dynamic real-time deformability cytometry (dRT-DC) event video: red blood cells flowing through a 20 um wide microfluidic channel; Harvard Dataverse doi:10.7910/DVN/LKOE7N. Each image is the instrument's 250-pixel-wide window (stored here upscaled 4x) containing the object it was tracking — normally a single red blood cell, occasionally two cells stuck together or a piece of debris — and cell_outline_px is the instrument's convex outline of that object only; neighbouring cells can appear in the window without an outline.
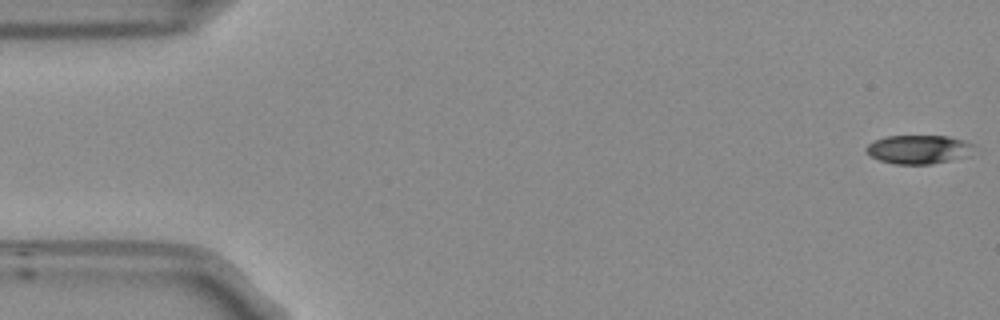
{"species": "Egyptian fruit bat (a non-hibernating species)", "species_latin": "Rousettus aegyptiacus", "temperature_condition": "room temperature", "stored_images_in_passage": 54, "camera_frame_rate_fps": 3000, "um_per_image_px": 0.085, "frame": {"image": 1, "passage_image": 1, "time_ms": 0.0, "image_size_px": [1000, 320], "cell_outline_px": [[976, 144], [948, 160], [932, 164], [896, 164], [880, 160], [872, 156], [864, 148], [872, 140], [888, 136], [948, 136], [964, 140]], "centroid_in_image_um": [77.92, 12.67], "position_along_channel_um": 7.1, "area_um2": 17.28}}
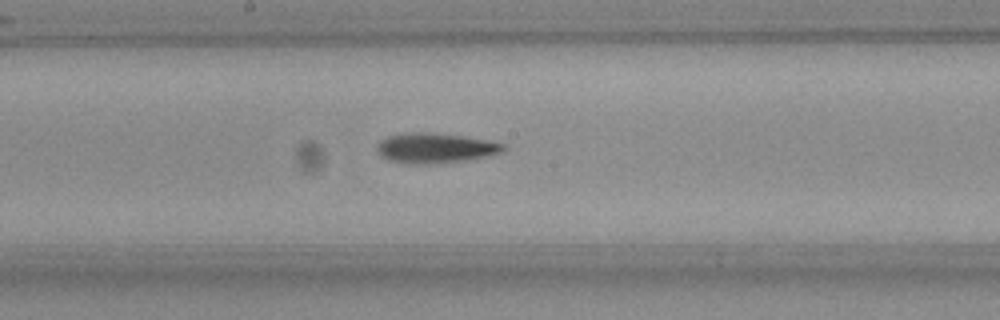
{"frame": {"image": 2, "passage_image": 28, "time_ms": 9.0, "image_size_px": [1000, 320], "cell_outline_px": [[508, 148], [500, 152], [484, 156], [464, 160], [428, 164], [408, 164], [388, 160], [380, 156], [376, 148], [380, 140], [388, 136], [404, 132], [432, 132], [464, 136], [488, 140], [508, 144]], "centroid_in_image_um": [36.97, 12.57], "position_along_channel_um": 211.2, "area_um2": 22.31}}
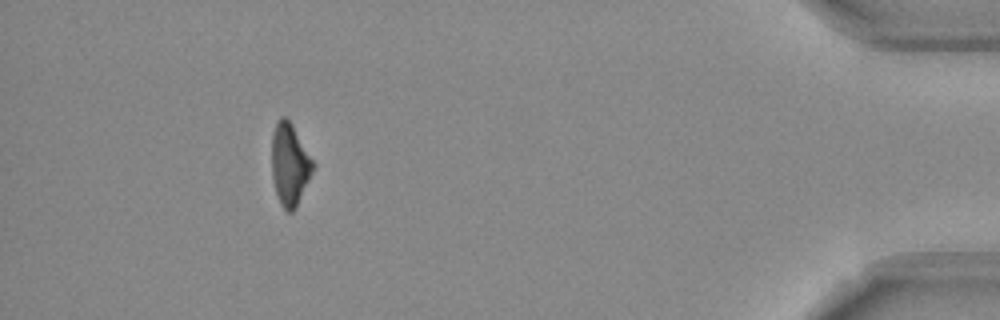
{"frame": {"image": 3, "passage_image": 49, "time_ms": 16.0, "image_size_px": [1000, 320], "cell_outline_px": [[316, 168], [296, 208], [292, 212], [288, 212], [280, 204], [272, 180], [272, 132], [276, 120], [280, 116], [284, 116], [292, 124], [316, 164]], "centroid_in_image_um": [24.65, 13.97], "position_along_channel_um": 410.6, "area_um2": 20.17}, "authors_computed_cell_mechanics": {"area_um2": 20.4612, "velocity_mm_per_s": 3.7633, "shape_relaxation_time_tau1_ms": 3.5683, "shape_relaxation_time_tau2_ms": null, "deformation_change_tau1": 0.1532, "deformation_change_tau2": null}}